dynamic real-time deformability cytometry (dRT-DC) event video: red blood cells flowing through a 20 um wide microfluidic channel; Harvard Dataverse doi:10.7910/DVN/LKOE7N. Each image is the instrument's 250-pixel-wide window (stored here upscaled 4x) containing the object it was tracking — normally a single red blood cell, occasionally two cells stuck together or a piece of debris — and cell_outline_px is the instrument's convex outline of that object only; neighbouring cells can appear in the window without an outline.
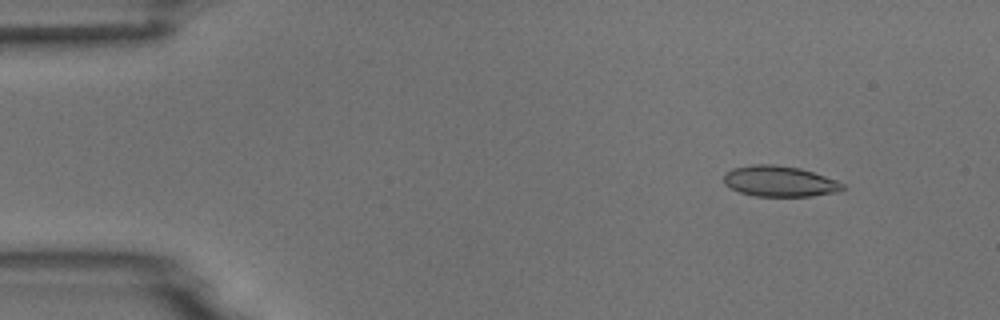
{"species": "common noctule bat (a hibernating species)", "species_latin": "Nyctalus noctula", "temperature_condition": "room temperature", "stored_images_in_passage": 5, "camera_frame_rate_fps": 3000, "um_per_image_px": 0.085, "animal": {"sex": "male", "body_mass_g": 18.8}, "frame": {"image": 1, "passage_image": 2, "time_ms": 1.333, "image_size_px": [1000, 320], "cell_outline_px": [[848, 188], [840, 192], [812, 196], [756, 196], [740, 192], [724, 184], [724, 176], [732, 168], [752, 164], [772, 164], [800, 168], [836, 180], [844, 184]], "centroid_in_image_um": [66.31, 15.41], "position_along_channel_um": 18.7, "area_um2": 21.33}}
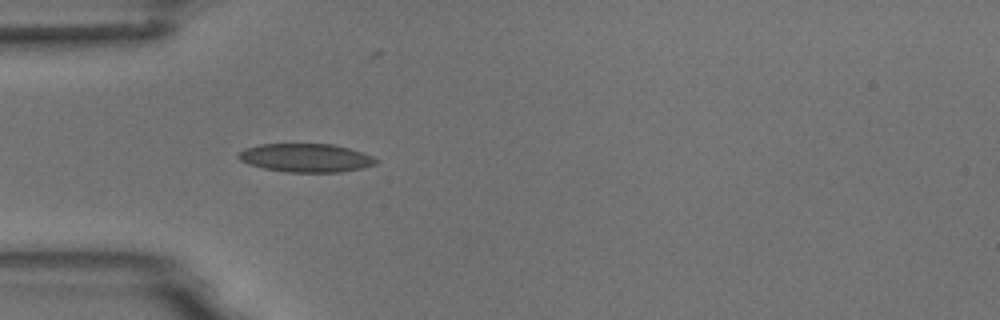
{"frame": {"image": 2, "passage_image": 5, "time_ms": 4.667, "image_size_px": [1000, 320], "cell_outline_px": [[380, 160], [376, 164], [364, 168], [340, 172], [288, 172], [264, 168], [248, 164], [240, 160], [236, 156], [244, 148], [260, 144], [332, 144], [348, 148], [372, 156]], "centroid_in_image_um": [26.0, 13.42], "position_along_channel_um": 59.0, "area_um2": 22.83}}